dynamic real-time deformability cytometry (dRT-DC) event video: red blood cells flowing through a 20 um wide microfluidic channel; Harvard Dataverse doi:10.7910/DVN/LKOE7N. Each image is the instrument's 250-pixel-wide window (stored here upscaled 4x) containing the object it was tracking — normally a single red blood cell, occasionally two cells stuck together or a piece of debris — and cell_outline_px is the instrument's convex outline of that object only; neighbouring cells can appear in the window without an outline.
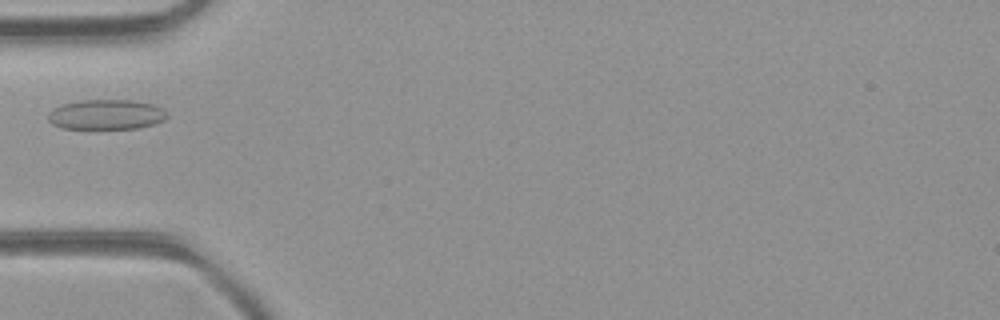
{"species": "common noctule bat (a hibernating species)", "species_latin": "Nyctalus noctula", "temperature_condition": "room temperature", "stored_images_in_passage": 3, "camera_frame_rate_fps": 3000, "um_per_image_px": 0.085, "animal": {"sex": "female", "body_mass_g": 21.9}, "frame": {"image": 1, "passage_image": 3, "time_ms": 0.667, "image_size_px": [1000, 320], "cell_outline_px": [[168, 116], [164, 120], [140, 128], [60, 128], [52, 124], [48, 120], [48, 112], [52, 108], [64, 104], [80, 100], [136, 100], [152, 104], [164, 108], [168, 112]], "centroid_in_image_um": [9.04, 9.72], "position_along_channel_um": 76.0, "area_um2": 20.92}}